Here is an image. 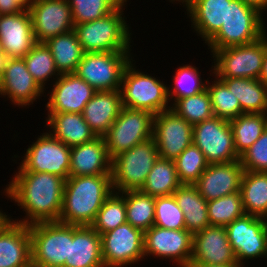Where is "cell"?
I'll list each match as a JSON object with an SVG mask.
<instances>
[{"instance_id":"cell-37","label":"cell","mask_w":267,"mask_h":267,"mask_svg":"<svg viewBox=\"0 0 267 267\" xmlns=\"http://www.w3.org/2000/svg\"><path fill=\"white\" fill-rule=\"evenodd\" d=\"M200 76L201 72L194 65L186 64L179 66L172 78L174 86L169 85L167 87L169 101L171 102L173 100V103H175L179 99L190 97L204 91L208 80L206 79L204 82Z\"/></svg>"},{"instance_id":"cell-22","label":"cell","mask_w":267,"mask_h":267,"mask_svg":"<svg viewBox=\"0 0 267 267\" xmlns=\"http://www.w3.org/2000/svg\"><path fill=\"white\" fill-rule=\"evenodd\" d=\"M36 43L29 11L0 15V44L6 58H23Z\"/></svg>"},{"instance_id":"cell-14","label":"cell","mask_w":267,"mask_h":267,"mask_svg":"<svg viewBox=\"0 0 267 267\" xmlns=\"http://www.w3.org/2000/svg\"><path fill=\"white\" fill-rule=\"evenodd\" d=\"M105 267H126L144 258V232L128 222L101 235Z\"/></svg>"},{"instance_id":"cell-26","label":"cell","mask_w":267,"mask_h":267,"mask_svg":"<svg viewBox=\"0 0 267 267\" xmlns=\"http://www.w3.org/2000/svg\"><path fill=\"white\" fill-rule=\"evenodd\" d=\"M191 27L207 43L226 21L227 0H181ZM193 25V26H192Z\"/></svg>"},{"instance_id":"cell-35","label":"cell","mask_w":267,"mask_h":267,"mask_svg":"<svg viewBox=\"0 0 267 267\" xmlns=\"http://www.w3.org/2000/svg\"><path fill=\"white\" fill-rule=\"evenodd\" d=\"M125 198L127 222L145 232L154 225L155 197L130 190L120 193Z\"/></svg>"},{"instance_id":"cell-13","label":"cell","mask_w":267,"mask_h":267,"mask_svg":"<svg viewBox=\"0 0 267 267\" xmlns=\"http://www.w3.org/2000/svg\"><path fill=\"white\" fill-rule=\"evenodd\" d=\"M226 230L238 265L244 267L249 259L267 257L265 218L245 214L228 224Z\"/></svg>"},{"instance_id":"cell-6","label":"cell","mask_w":267,"mask_h":267,"mask_svg":"<svg viewBox=\"0 0 267 267\" xmlns=\"http://www.w3.org/2000/svg\"><path fill=\"white\" fill-rule=\"evenodd\" d=\"M158 158V149L153 138L115 156L111 171L113 191L121 193L140 190Z\"/></svg>"},{"instance_id":"cell-36","label":"cell","mask_w":267,"mask_h":267,"mask_svg":"<svg viewBox=\"0 0 267 267\" xmlns=\"http://www.w3.org/2000/svg\"><path fill=\"white\" fill-rule=\"evenodd\" d=\"M23 59L27 70L43 90L50 78L56 81L61 75L56 69L53 55L45 43H36Z\"/></svg>"},{"instance_id":"cell-32","label":"cell","mask_w":267,"mask_h":267,"mask_svg":"<svg viewBox=\"0 0 267 267\" xmlns=\"http://www.w3.org/2000/svg\"><path fill=\"white\" fill-rule=\"evenodd\" d=\"M44 43L50 49L56 69L60 74L76 72L84 51L73 30L50 38Z\"/></svg>"},{"instance_id":"cell-50","label":"cell","mask_w":267,"mask_h":267,"mask_svg":"<svg viewBox=\"0 0 267 267\" xmlns=\"http://www.w3.org/2000/svg\"><path fill=\"white\" fill-rule=\"evenodd\" d=\"M188 267H242V266H240V265H228V266H223V265L190 264Z\"/></svg>"},{"instance_id":"cell-27","label":"cell","mask_w":267,"mask_h":267,"mask_svg":"<svg viewBox=\"0 0 267 267\" xmlns=\"http://www.w3.org/2000/svg\"><path fill=\"white\" fill-rule=\"evenodd\" d=\"M120 90L96 91L84 107L83 117L97 137H103L122 109Z\"/></svg>"},{"instance_id":"cell-5","label":"cell","mask_w":267,"mask_h":267,"mask_svg":"<svg viewBox=\"0 0 267 267\" xmlns=\"http://www.w3.org/2000/svg\"><path fill=\"white\" fill-rule=\"evenodd\" d=\"M126 66L120 92L122 106L130 109L146 110L153 115L170 109L168 86L152 75L136 69L133 63Z\"/></svg>"},{"instance_id":"cell-33","label":"cell","mask_w":267,"mask_h":267,"mask_svg":"<svg viewBox=\"0 0 267 267\" xmlns=\"http://www.w3.org/2000/svg\"><path fill=\"white\" fill-rule=\"evenodd\" d=\"M236 153L241 156L267 128V113H243L229 120Z\"/></svg>"},{"instance_id":"cell-48","label":"cell","mask_w":267,"mask_h":267,"mask_svg":"<svg viewBox=\"0 0 267 267\" xmlns=\"http://www.w3.org/2000/svg\"><path fill=\"white\" fill-rule=\"evenodd\" d=\"M241 1L257 7L262 13H264V11H266L267 9V0H241Z\"/></svg>"},{"instance_id":"cell-23","label":"cell","mask_w":267,"mask_h":267,"mask_svg":"<svg viewBox=\"0 0 267 267\" xmlns=\"http://www.w3.org/2000/svg\"><path fill=\"white\" fill-rule=\"evenodd\" d=\"M0 267H32L28 225L8 219L1 226Z\"/></svg>"},{"instance_id":"cell-40","label":"cell","mask_w":267,"mask_h":267,"mask_svg":"<svg viewBox=\"0 0 267 267\" xmlns=\"http://www.w3.org/2000/svg\"><path fill=\"white\" fill-rule=\"evenodd\" d=\"M170 106L192 126L214 116L207 89L196 95L179 99L173 104L171 102Z\"/></svg>"},{"instance_id":"cell-43","label":"cell","mask_w":267,"mask_h":267,"mask_svg":"<svg viewBox=\"0 0 267 267\" xmlns=\"http://www.w3.org/2000/svg\"><path fill=\"white\" fill-rule=\"evenodd\" d=\"M74 25L97 20L113 12L121 0H68Z\"/></svg>"},{"instance_id":"cell-46","label":"cell","mask_w":267,"mask_h":267,"mask_svg":"<svg viewBox=\"0 0 267 267\" xmlns=\"http://www.w3.org/2000/svg\"><path fill=\"white\" fill-rule=\"evenodd\" d=\"M23 11L14 0H0V15L15 14Z\"/></svg>"},{"instance_id":"cell-45","label":"cell","mask_w":267,"mask_h":267,"mask_svg":"<svg viewBox=\"0 0 267 267\" xmlns=\"http://www.w3.org/2000/svg\"><path fill=\"white\" fill-rule=\"evenodd\" d=\"M244 171L267 172V128L241 156Z\"/></svg>"},{"instance_id":"cell-51","label":"cell","mask_w":267,"mask_h":267,"mask_svg":"<svg viewBox=\"0 0 267 267\" xmlns=\"http://www.w3.org/2000/svg\"><path fill=\"white\" fill-rule=\"evenodd\" d=\"M5 60H6V56L3 54L2 49H1V44H0V80L3 74Z\"/></svg>"},{"instance_id":"cell-39","label":"cell","mask_w":267,"mask_h":267,"mask_svg":"<svg viewBox=\"0 0 267 267\" xmlns=\"http://www.w3.org/2000/svg\"><path fill=\"white\" fill-rule=\"evenodd\" d=\"M127 222L125 198L118 192L104 201L91 227L100 235Z\"/></svg>"},{"instance_id":"cell-1","label":"cell","mask_w":267,"mask_h":267,"mask_svg":"<svg viewBox=\"0 0 267 267\" xmlns=\"http://www.w3.org/2000/svg\"><path fill=\"white\" fill-rule=\"evenodd\" d=\"M65 179L51 173L18 171L4 192L23 211L25 217L10 220L24 225L58 222L63 203Z\"/></svg>"},{"instance_id":"cell-38","label":"cell","mask_w":267,"mask_h":267,"mask_svg":"<svg viewBox=\"0 0 267 267\" xmlns=\"http://www.w3.org/2000/svg\"><path fill=\"white\" fill-rule=\"evenodd\" d=\"M210 226H227L245 215L240 191L207 201Z\"/></svg>"},{"instance_id":"cell-8","label":"cell","mask_w":267,"mask_h":267,"mask_svg":"<svg viewBox=\"0 0 267 267\" xmlns=\"http://www.w3.org/2000/svg\"><path fill=\"white\" fill-rule=\"evenodd\" d=\"M32 267H63L69 260V225L40 222L29 225Z\"/></svg>"},{"instance_id":"cell-28","label":"cell","mask_w":267,"mask_h":267,"mask_svg":"<svg viewBox=\"0 0 267 267\" xmlns=\"http://www.w3.org/2000/svg\"><path fill=\"white\" fill-rule=\"evenodd\" d=\"M45 121L50 129L48 132L68 147L90 142L97 137L82 113H48Z\"/></svg>"},{"instance_id":"cell-47","label":"cell","mask_w":267,"mask_h":267,"mask_svg":"<svg viewBox=\"0 0 267 267\" xmlns=\"http://www.w3.org/2000/svg\"><path fill=\"white\" fill-rule=\"evenodd\" d=\"M259 80L267 86V34H266V50L264 53L262 70L259 76Z\"/></svg>"},{"instance_id":"cell-18","label":"cell","mask_w":267,"mask_h":267,"mask_svg":"<svg viewBox=\"0 0 267 267\" xmlns=\"http://www.w3.org/2000/svg\"><path fill=\"white\" fill-rule=\"evenodd\" d=\"M46 104L47 113H83L96 90L75 73L61 74L53 81Z\"/></svg>"},{"instance_id":"cell-19","label":"cell","mask_w":267,"mask_h":267,"mask_svg":"<svg viewBox=\"0 0 267 267\" xmlns=\"http://www.w3.org/2000/svg\"><path fill=\"white\" fill-rule=\"evenodd\" d=\"M44 93L27 70L23 58H6L0 80L1 97L7 96L17 107H27Z\"/></svg>"},{"instance_id":"cell-2","label":"cell","mask_w":267,"mask_h":267,"mask_svg":"<svg viewBox=\"0 0 267 267\" xmlns=\"http://www.w3.org/2000/svg\"><path fill=\"white\" fill-rule=\"evenodd\" d=\"M112 192V175L68 177L65 180L58 222L91 226L104 201Z\"/></svg>"},{"instance_id":"cell-49","label":"cell","mask_w":267,"mask_h":267,"mask_svg":"<svg viewBox=\"0 0 267 267\" xmlns=\"http://www.w3.org/2000/svg\"><path fill=\"white\" fill-rule=\"evenodd\" d=\"M22 10L29 11L36 0H14Z\"/></svg>"},{"instance_id":"cell-25","label":"cell","mask_w":267,"mask_h":267,"mask_svg":"<svg viewBox=\"0 0 267 267\" xmlns=\"http://www.w3.org/2000/svg\"><path fill=\"white\" fill-rule=\"evenodd\" d=\"M63 267H105L101 235L91 226L69 225V260Z\"/></svg>"},{"instance_id":"cell-34","label":"cell","mask_w":267,"mask_h":267,"mask_svg":"<svg viewBox=\"0 0 267 267\" xmlns=\"http://www.w3.org/2000/svg\"><path fill=\"white\" fill-rule=\"evenodd\" d=\"M180 185L174 160L159 157L140 191L153 197L171 196Z\"/></svg>"},{"instance_id":"cell-3","label":"cell","mask_w":267,"mask_h":267,"mask_svg":"<svg viewBox=\"0 0 267 267\" xmlns=\"http://www.w3.org/2000/svg\"><path fill=\"white\" fill-rule=\"evenodd\" d=\"M125 5L122 2L102 18L74 25L73 31L84 53L131 51L132 35L123 13Z\"/></svg>"},{"instance_id":"cell-7","label":"cell","mask_w":267,"mask_h":267,"mask_svg":"<svg viewBox=\"0 0 267 267\" xmlns=\"http://www.w3.org/2000/svg\"><path fill=\"white\" fill-rule=\"evenodd\" d=\"M266 50V33L258 40L215 50L211 73L217 78H249L259 79L264 53Z\"/></svg>"},{"instance_id":"cell-11","label":"cell","mask_w":267,"mask_h":267,"mask_svg":"<svg viewBox=\"0 0 267 267\" xmlns=\"http://www.w3.org/2000/svg\"><path fill=\"white\" fill-rule=\"evenodd\" d=\"M18 171L45 172L69 177L70 147L54 138L49 132L38 135L26 149Z\"/></svg>"},{"instance_id":"cell-16","label":"cell","mask_w":267,"mask_h":267,"mask_svg":"<svg viewBox=\"0 0 267 267\" xmlns=\"http://www.w3.org/2000/svg\"><path fill=\"white\" fill-rule=\"evenodd\" d=\"M152 138L160 158L175 160L193 143V126L170 108L154 115Z\"/></svg>"},{"instance_id":"cell-29","label":"cell","mask_w":267,"mask_h":267,"mask_svg":"<svg viewBox=\"0 0 267 267\" xmlns=\"http://www.w3.org/2000/svg\"><path fill=\"white\" fill-rule=\"evenodd\" d=\"M172 195L183 211L186 229L192 235L210 226L207 201L194 185L181 184Z\"/></svg>"},{"instance_id":"cell-9","label":"cell","mask_w":267,"mask_h":267,"mask_svg":"<svg viewBox=\"0 0 267 267\" xmlns=\"http://www.w3.org/2000/svg\"><path fill=\"white\" fill-rule=\"evenodd\" d=\"M131 55L130 52L84 53L75 74L96 91L120 90L124 70L133 60Z\"/></svg>"},{"instance_id":"cell-44","label":"cell","mask_w":267,"mask_h":267,"mask_svg":"<svg viewBox=\"0 0 267 267\" xmlns=\"http://www.w3.org/2000/svg\"><path fill=\"white\" fill-rule=\"evenodd\" d=\"M154 225L166 229H186L184 213L173 195L155 197Z\"/></svg>"},{"instance_id":"cell-12","label":"cell","mask_w":267,"mask_h":267,"mask_svg":"<svg viewBox=\"0 0 267 267\" xmlns=\"http://www.w3.org/2000/svg\"><path fill=\"white\" fill-rule=\"evenodd\" d=\"M193 143L204 153L209 164L240 159L229 120L213 116L193 125Z\"/></svg>"},{"instance_id":"cell-15","label":"cell","mask_w":267,"mask_h":267,"mask_svg":"<svg viewBox=\"0 0 267 267\" xmlns=\"http://www.w3.org/2000/svg\"><path fill=\"white\" fill-rule=\"evenodd\" d=\"M193 253V235L187 229L173 230L153 225L144 232V256L162 258L188 267Z\"/></svg>"},{"instance_id":"cell-54","label":"cell","mask_w":267,"mask_h":267,"mask_svg":"<svg viewBox=\"0 0 267 267\" xmlns=\"http://www.w3.org/2000/svg\"><path fill=\"white\" fill-rule=\"evenodd\" d=\"M123 3H127L128 0H121Z\"/></svg>"},{"instance_id":"cell-52","label":"cell","mask_w":267,"mask_h":267,"mask_svg":"<svg viewBox=\"0 0 267 267\" xmlns=\"http://www.w3.org/2000/svg\"><path fill=\"white\" fill-rule=\"evenodd\" d=\"M8 219H9V216L6 215L5 212L3 213V211L0 210V228Z\"/></svg>"},{"instance_id":"cell-42","label":"cell","mask_w":267,"mask_h":267,"mask_svg":"<svg viewBox=\"0 0 267 267\" xmlns=\"http://www.w3.org/2000/svg\"><path fill=\"white\" fill-rule=\"evenodd\" d=\"M178 179L181 184L193 185L209 163L204 153L192 143L174 160Z\"/></svg>"},{"instance_id":"cell-4","label":"cell","mask_w":267,"mask_h":267,"mask_svg":"<svg viewBox=\"0 0 267 267\" xmlns=\"http://www.w3.org/2000/svg\"><path fill=\"white\" fill-rule=\"evenodd\" d=\"M263 13L241 0H227V15L220 30L206 43L213 53L258 40L266 33Z\"/></svg>"},{"instance_id":"cell-41","label":"cell","mask_w":267,"mask_h":267,"mask_svg":"<svg viewBox=\"0 0 267 267\" xmlns=\"http://www.w3.org/2000/svg\"><path fill=\"white\" fill-rule=\"evenodd\" d=\"M210 83L207 82L206 89L210 95L214 116L231 120L241 114V105L233 92L216 76Z\"/></svg>"},{"instance_id":"cell-21","label":"cell","mask_w":267,"mask_h":267,"mask_svg":"<svg viewBox=\"0 0 267 267\" xmlns=\"http://www.w3.org/2000/svg\"><path fill=\"white\" fill-rule=\"evenodd\" d=\"M244 169L241 161L211 163L193 184L206 200H215L240 191Z\"/></svg>"},{"instance_id":"cell-20","label":"cell","mask_w":267,"mask_h":267,"mask_svg":"<svg viewBox=\"0 0 267 267\" xmlns=\"http://www.w3.org/2000/svg\"><path fill=\"white\" fill-rule=\"evenodd\" d=\"M190 264L238 265L225 226H208L193 235Z\"/></svg>"},{"instance_id":"cell-10","label":"cell","mask_w":267,"mask_h":267,"mask_svg":"<svg viewBox=\"0 0 267 267\" xmlns=\"http://www.w3.org/2000/svg\"><path fill=\"white\" fill-rule=\"evenodd\" d=\"M153 118L149 111L122 107L103 136L110 158L152 138Z\"/></svg>"},{"instance_id":"cell-31","label":"cell","mask_w":267,"mask_h":267,"mask_svg":"<svg viewBox=\"0 0 267 267\" xmlns=\"http://www.w3.org/2000/svg\"><path fill=\"white\" fill-rule=\"evenodd\" d=\"M240 193L245 214L267 219V172L244 171Z\"/></svg>"},{"instance_id":"cell-24","label":"cell","mask_w":267,"mask_h":267,"mask_svg":"<svg viewBox=\"0 0 267 267\" xmlns=\"http://www.w3.org/2000/svg\"><path fill=\"white\" fill-rule=\"evenodd\" d=\"M112 159L104 137L70 147L69 177L85 175H111Z\"/></svg>"},{"instance_id":"cell-53","label":"cell","mask_w":267,"mask_h":267,"mask_svg":"<svg viewBox=\"0 0 267 267\" xmlns=\"http://www.w3.org/2000/svg\"><path fill=\"white\" fill-rule=\"evenodd\" d=\"M170 2H175L176 3V1H178V3L181 1V0H169Z\"/></svg>"},{"instance_id":"cell-17","label":"cell","mask_w":267,"mask_h":267,"mask_svg":"<svg viewBox=\"0 0 267 267\" xmlns=\"http://www.w3.org/2000/svg\"><path fill=\"white\" fill-rule=\"evenodd\" d=\"M29 12L37 43H44L74 28L68 0H36Z\"/></svg>"},{"instance_id":"cell-30","label":"cell","mask_w":267,"mask_h":267,"mask_svg":"<svg viewBox=\"0 0 267 267\" xmlns=\"http://www.w3.org/2000/svg\"><path fill=\"white\" fill-rule=\"evenodd\" d=\"M238 98L243 113H267V86L259 79L218 78Z\"/></svg>"}]
</instances>
